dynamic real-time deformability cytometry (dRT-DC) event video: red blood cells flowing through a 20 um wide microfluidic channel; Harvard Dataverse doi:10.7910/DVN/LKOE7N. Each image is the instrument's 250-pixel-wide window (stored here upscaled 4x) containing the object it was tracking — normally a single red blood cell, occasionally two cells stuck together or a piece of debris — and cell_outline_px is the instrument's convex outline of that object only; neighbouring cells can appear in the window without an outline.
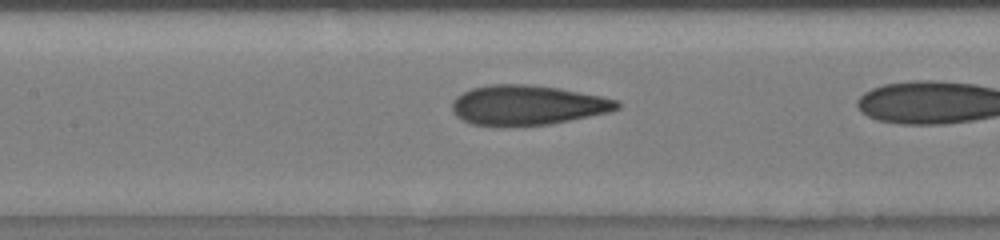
{"species": "human", "species_latin": "Homo sapiens", "temperature_condition": "room temperature", "stored_images_in_passage": 13, "camera_frame_rate_fps": 3000, "um_per_image_px": 0.085, "donor": {"sex": "male"}, "frame": {"image": 1, "passage_image": 10, "time_ms": 2.0, "image_size_px": [1000, 240], "cell_outline_px": [[620, 108], [612, 112], [552, 124], [472, 124], [456, 116], [452, 112], [452, 100], [456, 96], [472, 88], [492, 84], [528, 84], [560, 88], [620, 100]], "centroid_in_image_um": [44.89, 8.91], "position_along_channel_um": 162.5, "area_um2": 37.97}}